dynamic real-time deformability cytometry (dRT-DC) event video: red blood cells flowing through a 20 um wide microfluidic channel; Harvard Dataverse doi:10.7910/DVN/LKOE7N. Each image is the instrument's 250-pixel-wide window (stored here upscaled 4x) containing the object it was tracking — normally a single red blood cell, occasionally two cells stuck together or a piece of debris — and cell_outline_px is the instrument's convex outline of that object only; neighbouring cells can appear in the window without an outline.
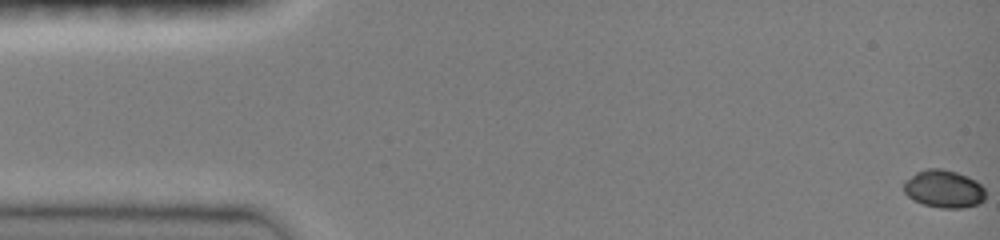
{"species": "common noctule bat (a hibernating species)", "species_latin": "Nyctalus noctula", "temperature_condition": "room temperature", "stored_images_in_passage": 49, "camera_frame_rate_fps": 3000, "um_per_image_px": 0.085, "animal": {"sex": "female", "body_mass_g": 19.0, "forearm_length_mm": 51.5}, "frame": {"image": 1, "passage_image": 1, "time_ms": 0.0, "image_size_px": [1000, 240], "cell_outline_px": [[984, 200], [976, 204], [960, 208], [940, 208], [924, 204], [908, 196], [904, 192], [904, 180], [916, 172], [928, 168], [940, 168], [956, 172], [976, 180], [984, 188]], "centroid_in_image_um": [80.21, 16.04], "position_along_channel_um": 4.8, "area_um2": 17.8}}
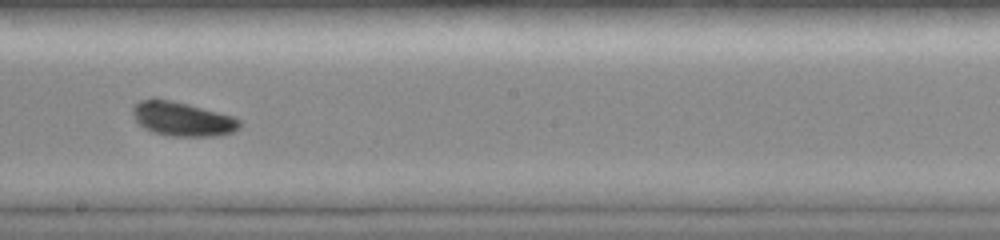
{"frame": {"image": 2, "passage_image": 28, "time_ms": 9.0, "image_size_px": [1000, 240], "cell_outline_px": [[244, 124], [240, 128], [232, 132], [220, 136], [168, 136], [152, 132], [144, 128], [136, 120], [132, 112], [132, 104], [140, 100], [152, 96], [156, 96], [188, 104], [232, 116], [240, 120]], "centroid_in_image_um": [15.47, 10.09], "position_along_channel_um": 232.7, "area_um2": 21.79}}
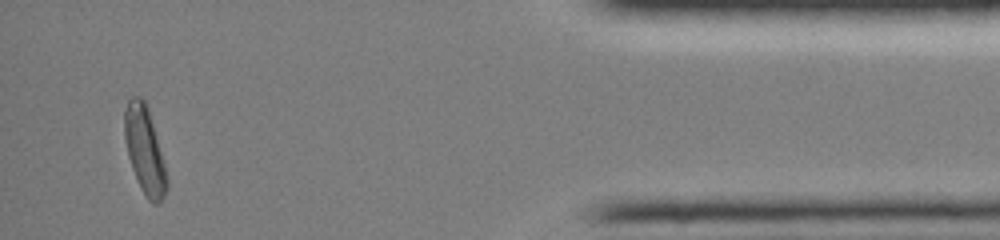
{"frame": {"image": 3, "passage_image": 46, "time_ms": 15.0, "image_size_px": [1000, 240], "cell_outline_px": [[168, 188], [164, 196], [156, 204], [152, 204], [148, 200], [140, 188], [132, 168], [128, 156], [124, 140], [124, 112], [128, 100], [132, 96], [140, 96], [148, 104], [164, 164], [168, 180]], "centroid_in_image_um": [12.29, 12.74], "position_along_channel_um": 422.9, "area_um2": 21.62}, "authors_computed_cell_mechanics": {"area_um2": 20.23, "velocity_mm_per_s": 4.0215, "shape_relaxation_time_tau1_ms": 1.7167, "shape_relaxation_time_tau2_ms": 2.5358, "deformation_change_tau1": 0.0724, "deformation_change_tau2": 0.0564}}